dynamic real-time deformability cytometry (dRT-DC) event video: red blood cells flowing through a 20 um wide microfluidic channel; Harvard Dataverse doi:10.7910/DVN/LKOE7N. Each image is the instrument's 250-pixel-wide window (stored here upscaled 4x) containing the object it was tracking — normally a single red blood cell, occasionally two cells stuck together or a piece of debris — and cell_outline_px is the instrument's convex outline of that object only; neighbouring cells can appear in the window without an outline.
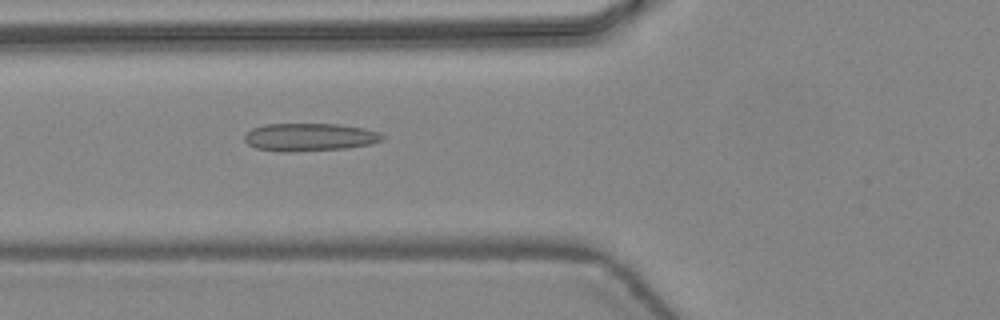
{"species": "common noctule bat (a hibernating species)", "species_latin": "Nyctalus noctula", "temperature_condition": "warm", "stored_images_in_passage": 46, "camera_frame_rate_fps": 3000, "um_per_image_px": 0.085, "animal": {"sex": "female", "body_mass_g": 24.6, "forearm_length_mm": 56.2}, "frame": {"image": 1, "passage_image": 18, "time_ms": 5.667, "image_size_px": [1000, 320], "cell_outline_px": [[384, 140], [372, 144], [348, 148], [288, 152], [280, 152], [256, 148], [248, 144], [244, 140], [244, 136], [252, 128], [264, 124], [340, 124], [364, 128], [380, 132], [384, 136]], "centroid_in_image_um": [26.34, 11.66], "position_along_channel_um": 99.5, "area_um2": 22.6}}
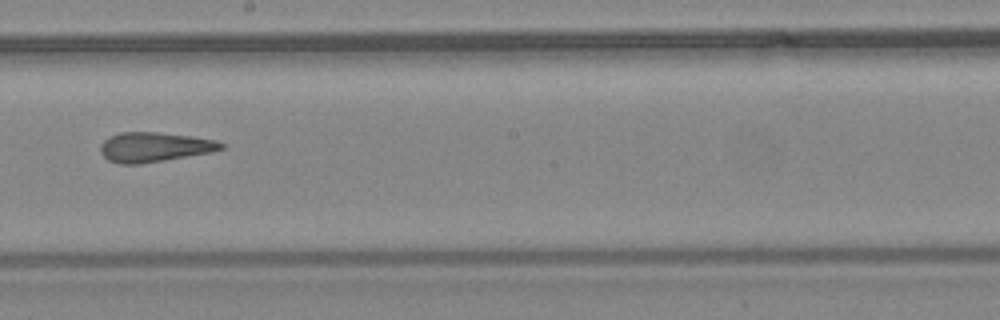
{"frame": {"image": 2, "passage_image": 27, "time_ms": 8.667, "image_size_px": [1000, 320], "cell_outline_px": [[224, 148], [212, 152], [140, 164], [120, 164], [108, 160], [100, 152], [100, 144], [108, 136], [120, 132], [156, 132], [192, 136], [216, 140], [224, 144]], "centroid_in_image_um": [13.1, 12.49], "position_along_channel_um": 235.1, "area_um2": 20.92}}
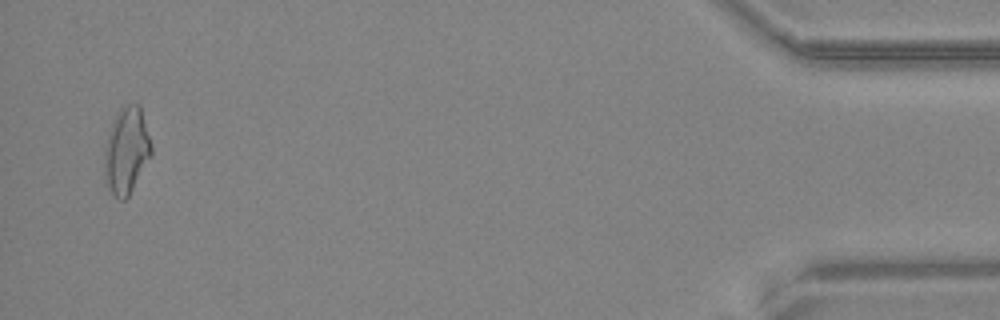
{"frame": {"image": 3, "passage_image": 45, "time_ms": 14.667, "image_size_px": [1000, 320], "cell_outline_px": [[152, 156], [128, 196], [124, 200], [120, 200], [108, 188], [104, 172], [104, 148], [116, 112], [120, 108], [128, 104], [140, 104], [152, 144]], "centroid_in_image_um": [10.77, 12.78], "position_along_channel_um": 424.4, "area_um2": 23.7}, "authors_computed_cell_mechanics": {"area_um2": 21.964, "velocity_mm_per_s": 4.5124, "shape_relaxation_time_tau1_ms": 7.3352, "shape_relaxation_time_tau2_ms": 1.6576, "deformation_change_tau1": 0.2144, "deformation_change_tau2": 0.1281}}